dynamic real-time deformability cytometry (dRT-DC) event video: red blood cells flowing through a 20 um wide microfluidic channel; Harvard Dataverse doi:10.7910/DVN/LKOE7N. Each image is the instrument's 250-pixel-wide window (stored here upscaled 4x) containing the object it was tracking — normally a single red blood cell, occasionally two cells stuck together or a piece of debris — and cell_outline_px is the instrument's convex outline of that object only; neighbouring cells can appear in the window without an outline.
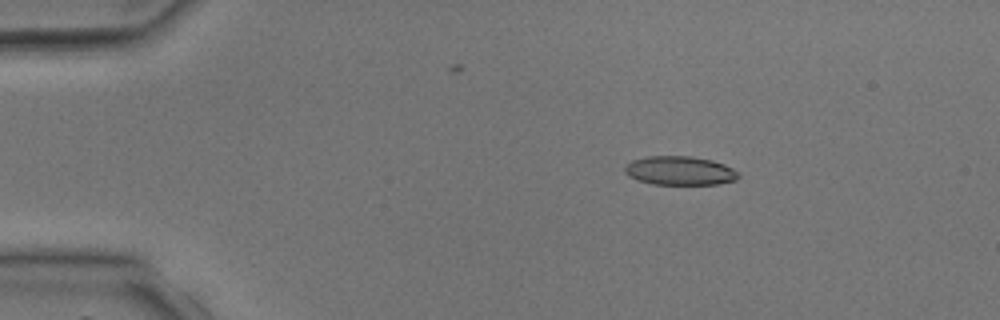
{"species": "common noctule bat (a hibernating species)", "species_latin": "Nyctalus noctula", "temperature_condition": "room temperature", "stored_images_in_passage": 4, "camera_frame_rate_fps": 3000, "um_per_image_px": 0.085, "animal": {"sex": "male", "body_mass_g": 17.9, "forearm_length_mm": 54.2}, "frame": {"image": 1, "passage_image": 2, "time_ms": 1.333, "image_size_px": [1000, 320], "cell_outline_px": [[740, 176], [736, 180], [716, 184], [652, 184], [636, 180], [628, 176], [624, 172], [624, 164], [632, 160], [648, 156], [692, 156], [712, 160], [724, 164], [740, 172]], "centroid_in_image_um": [57.76, 14.5], "position_along_channel_um": 27.2, "area_um2": 19.36}}
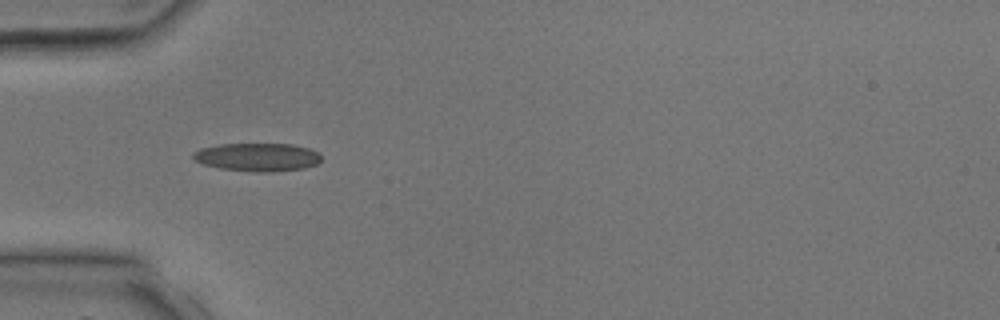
{"frame": {"image": 2, "passage_image": 4, "time_ms": 3.333, "image_size_px": [1000, 320], "cell_outline_px": [[320, 160], [316, 164], [304, 168], [272, 172], [256, 172], [220, 168], [204, 164], [196, 160], [192, 156], [192, 152], [200, 148], [220, 144], [292, 144], [308, 148], [320, 152]], "centroid_in_image_um": [21.89, 13.35], "position_along_channel_um": 63.1, "area_um2": 21.04}}